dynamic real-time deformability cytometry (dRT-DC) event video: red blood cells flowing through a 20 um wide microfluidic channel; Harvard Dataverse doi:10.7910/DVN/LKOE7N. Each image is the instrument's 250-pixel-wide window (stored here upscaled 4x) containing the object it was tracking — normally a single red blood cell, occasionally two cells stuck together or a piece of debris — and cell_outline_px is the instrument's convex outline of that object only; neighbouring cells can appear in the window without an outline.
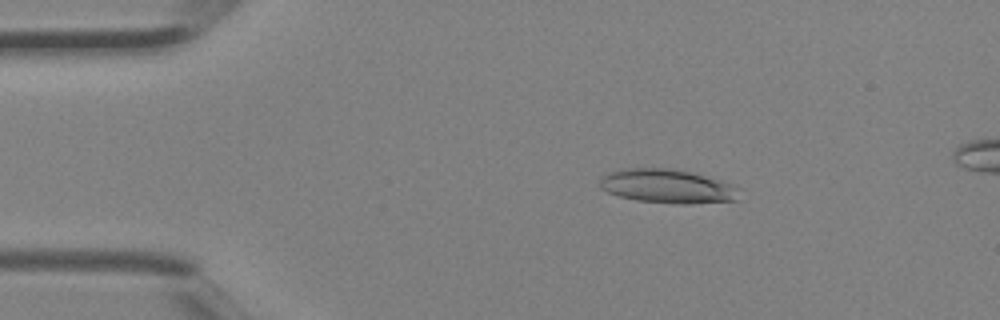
{"species": "Egyptian fruit bat (a non-hibernating species)", "species_latin": "Rousettus aegyptiacus", "temperature_condition": "room temperature", "stored_images_in_passage": 4, "camera_frame_rate_fps": 3000, "um_per_image_px": 0.085, "animal": {"sex": "female"}, "frame": {"image": 1, "passage_image": 2, "time_ms": 0.333, "image_size_px": [1000, 320], "cell_outline_px": [[740, 200], [684, 204], [636, 200], [620, 196], [608, 192], [600, 188], [600, 180], [604, 176], [612, 172], [624, 168], [672, 168], [692, 172], [720, 180], [732, 184], [736, 188]], "centroid_in_image_um": [56.75, 15.82], "position_along_channel_um": 28.3, "area_um2": 27.34}}